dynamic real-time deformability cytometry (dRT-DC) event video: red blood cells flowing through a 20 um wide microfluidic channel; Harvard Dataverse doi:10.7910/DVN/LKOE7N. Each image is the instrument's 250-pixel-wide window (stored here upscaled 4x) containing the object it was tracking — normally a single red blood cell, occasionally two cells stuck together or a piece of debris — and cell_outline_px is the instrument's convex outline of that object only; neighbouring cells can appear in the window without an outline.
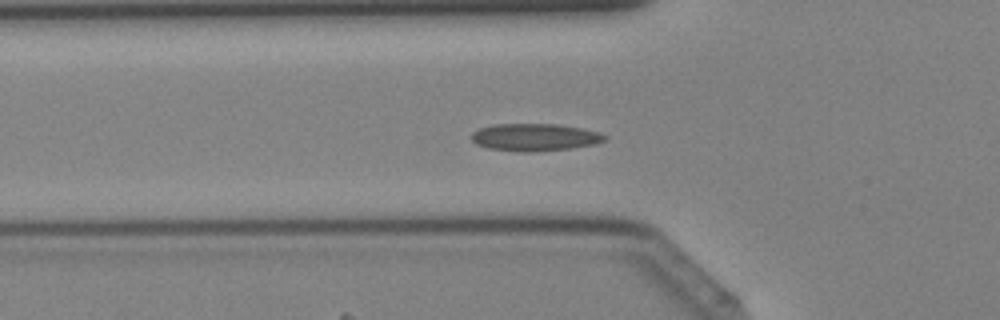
{"species": "Egyptian fruit bat (a non-hibernating species)", "species_latin": "Rousettus aegyptiacus", "temperature_condition": "cold", "stored_images_in_passage": 35, "camera_frame_rate_fps": 3000, "um_per_image_px": 0.085, "animal": {"sex": "female"}, "frame": {"image": 1, "passage_image": 7, "time_ms": 2.0, "image_size_px": [1000, 320], "cell_outline_px": [[608, 136], [604, 140], [596, 144], [572, 148], [532, 152], [520, 152], [488, 148], [476, 144], [472, 140], [472, 132], [480, 128], [492, 124], [556, 124], [580, 128], [600, 132]], "centroid_in_image_um": [45.46, 11.67], "position_along_channel_um": 80.3, "area_um2": 21.33}}
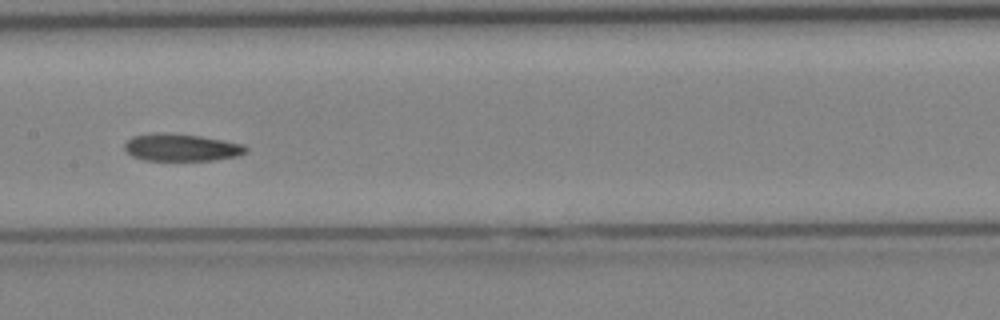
{"frame": {"image": 2, "passage_image": 14, "time_ms": 4.333, "image_size_px": [1000, 320], "cell_outline_px": [[248, 152], [240, 156], [216, 160], [144, 160], [132, 156], [124, 148], [124, 144], [132, 136], [156, 132], [164, 132], [200, 136], [240, 144], [248, 148]], "centroid_in_image_um": [15.41, 12.54], "position_along_channel_um": 192.0, "area_um2": 19.31}}
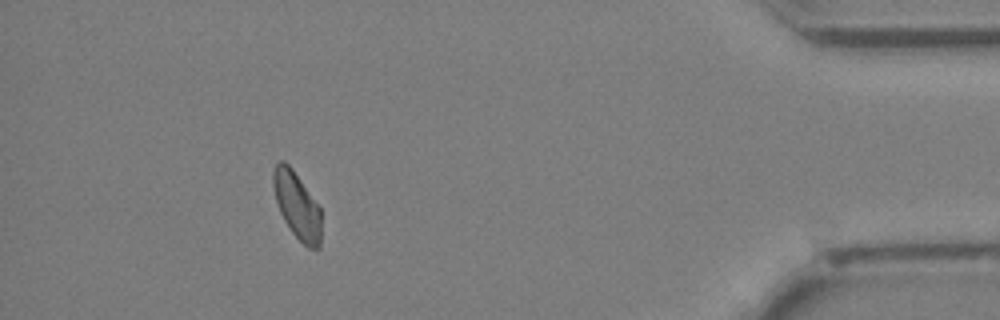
{"frame": {"image": 3, "passage_image": 31, "time_ms": 10.0, "image_size_px": [1000, 320], "cell_outline_px": [[320, 248], [308, 248], [292, 232], [284, 220], [280, 212], [276, 200], [272, 184], [272, 172], [276, 164], [280, 160], [284, 160], [292, 168], [320, 208]], "centroid_in_image_um": [25.22, 17.44], "position_along_channel_um": 410.0, "area_um2": 18.38}}